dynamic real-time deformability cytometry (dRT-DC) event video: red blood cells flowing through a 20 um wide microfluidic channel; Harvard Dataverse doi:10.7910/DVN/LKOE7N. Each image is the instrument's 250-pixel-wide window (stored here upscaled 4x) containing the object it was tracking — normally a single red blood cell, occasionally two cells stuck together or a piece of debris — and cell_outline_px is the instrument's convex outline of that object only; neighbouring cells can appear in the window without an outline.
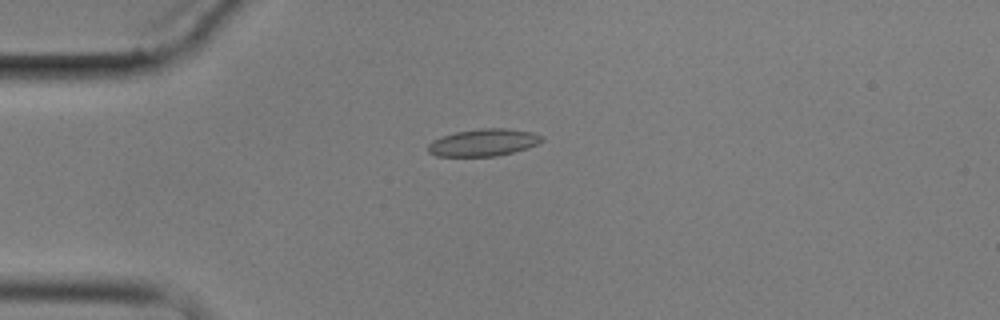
{"species": "common noctule bat (a hibernating species)", "species_latin": "Nyctalus noctula", "temperature_condition": "cold", "stored_images_in_passage": 5, "camera_frame_rate_fps": 3000, "um_per_image_px": 0.085, "animal": {"sex": "male", "body_mass_g": 17.9}, "frame": {"image": 1, "passage_image": 1, "time_ms": 0.0, "image_size_px": [1000, 320], "cell_outline_px": [[544, 140], [528, 148], [496, 156], [436, 156], [428, 152], [428, 144], [432, 140], [456, 132], [484, 128], [504, 128], [532, 132], [544, 136]], "centroid_in_image_um": [41.1, 12.11], "position_along_channel_um": 43.9, "area_um2": 17.92}}
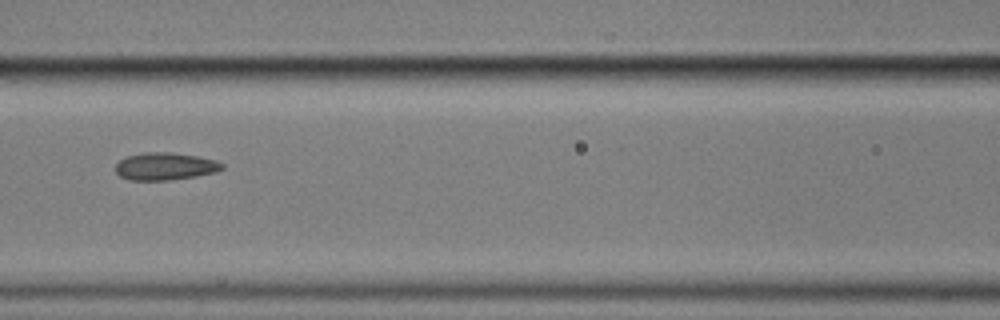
{"frame": {"image": 2, "passage_image": 4, "time_ms": 3.667, "image_size_px": [1000, 320], "cell_outline_px": [[224, 168], [216, 172], [196, 176], [168, 180], [128, 180], [120, 176], [116, 172], [116, 164], [120, 160], [128, 156], [144, 152], [168, 152], [196, 156], [216, 160], [224, 164]], "centroid_in_image_um": [14.04, 14.14], "position_along_channel_um": 152.6, "area_um2": 16.99}}
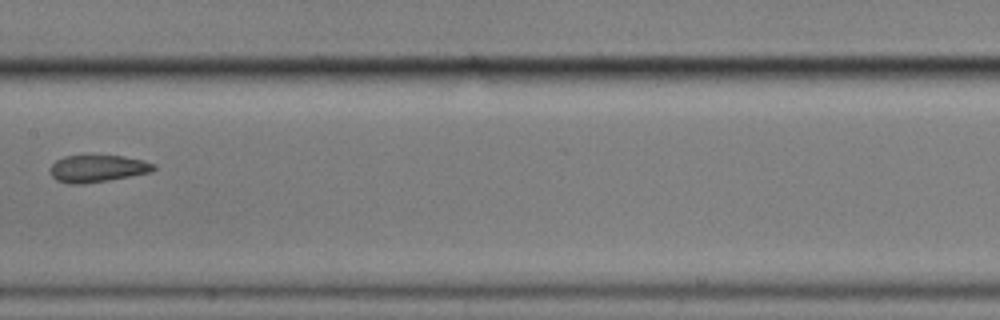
{"frame": {"image": 3, "passage_image": 5, "time_ms": 5.0, "image_size_px": [1000, 320], "cell_outline_px": [[156, 168], [152, 172], [108, 180], [84, 184], [68, 184], [56, 180], [52, 176], [52, 164], [56, 160], [64, 156], [124, 156], [144, 160], [156, 164]], "centroid_in_image_um": [8.33, 14.33], "position_along_channel_um": 199.1, "area_um2": 16.3}}